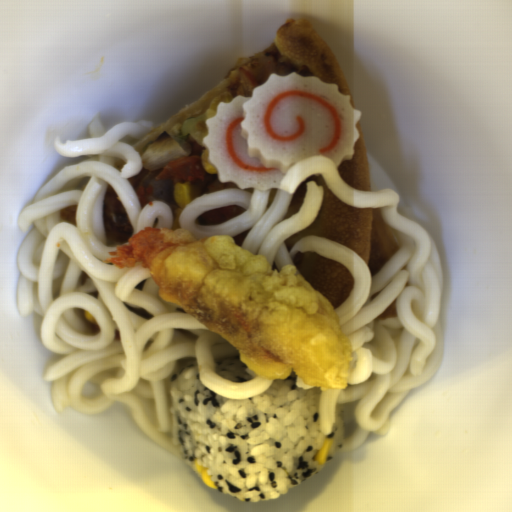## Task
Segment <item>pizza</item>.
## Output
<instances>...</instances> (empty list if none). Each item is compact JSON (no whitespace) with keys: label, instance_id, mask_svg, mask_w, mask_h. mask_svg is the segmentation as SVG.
Listing matches in <instances>:
<instances>
[{"label":"pizza","instance_id":"1","mask_svg":"<svg viewBox=\"0 0 512 512\" xmlns=\"http://www.w3.org/2000/svg\"><path fill=\"white\" fill-rule=\"evenodd\" d=\"M293 72L337 84V90L350 95V105L359 111L330 43L306 16L291 17L281 22L266 47L237 62L211 90L140 136L132 146L142 156L164 132L172 138L179 135L191 116L206 113L209 119L215 116L220 102L234 101L236 96L251 97L270 75L285 77Z\"/></svg>","mask_w":512,"mask_h":512},{"label":"pizza","instance_id":"2","mask_svg":"<svg viewBox=\"0 0 512 512\" xmlns=\"http://www.w3.org/2000/svg\"><path fill=\"white\" fill-rule=\"evenodd\" d=\"M308 182H316V187L322 185L324 188L320 209L310 227L283 240L287 251H292L299 241L309 236L330 239L360 254L373 278L400 247L382 220L380 207L348 205L327 187L322 176L313 175L294 191L285 219L300 212Z\"/></svg>","mask_w":512,"mask_h":512},{"label":"pizza","instance_id":"3","mask_svg":"<svg viewBox=\"0 0 512 512\" xmlns=\"http://www.w3.org/2000/svg\"><path fill=\"white\" fill-rule=\"evenodd\" d=\"M295 266L335 310L349 296L354 279L347 267L316 251H299Z\"/></svg>","mask_w":512,"mask_h":512},{"label":"pizza","instance_id":"5","mask_svg":"<svg viewBox=\"0 0 512 512\" xmlns=\"http://www.w3.org/2000/svg\"><path fill=\"white\" fill-rule=\"evenodd\" d=\"M359 140L353 145L354 156L352 160H344L336 166L344 181L361 192L372 191L368 157L361 127L360 118L356 123Z\"/></svg>","mask_w":512,"mask_h":512},{"label":"pizza","instance_id":"8","mask_svg":"<svg viewBox=\"0 0 512 512\" xmlns=\"http://www.w3.org/2000/svg\"><path fill=\"white\" fill-rule=\"evenodd\" d=\"M151 171L152 170H147L143 166L139 173L132 175L128 179V181H129L132 189L134 190L136 196L139 198V200L142 202L143 205L148 203L149 201L155 199V197L147 195L146 189H143V188L139 187L141 180L146 175H148Z\"/></svg>","mask_w":512,"mask_h":512},{"label":"pizza","instance_id":"4","mask_svg":"<svg viewBox=\"0 0 512 512\" xmlns=\"http://www.w3.org/2000/svg\"><path fill=\"white\" fill-rule=\"evenodd\" d=\"M103 223L109 246L117 248L133 237L134 229L131 220L116 190L109 186L104 192Z\"/></svg>","mask_w":512,"mask_h":512},{"label":"pizza","instance_id":"6","mask_svg":"<svg viewBox=\"0 0 512 512\" xmlns=\"http://www.w3.org/2000/svg\"><path fill=\"white\" fill-rule=\"evenodd\" d=\"M245 212L240 205H227L200 213L195 221L197 225L214 226L241 216Z\"/></svg>","mask_w":512,"mask_h":512},{"label":"pizza","instance_id":"9","mask_svg":"<svg viewBox=\"0 0 512 512\" xmlns=\"http://www.w3.org/2000/svg\"><path fill=\"white\" fill-rule=\"evenodd\" d=\"M185 150H189L190 154L188 156H199L201 159L202 154L206 146H201L197 143L192 137H188L184 143L181 145Z\"/></svg>","mask_w":512,"mask_h":512},{"label":"pizza","instance_id":"7","mask_svg":"<svg viewBox=\"0 0 512 512\" xmlns=\"http://www.w3.org/2000/svg\"><path fill=\"white\" fill-rule=\"evenodd\" d=\"M198 188L197 196L211 194L219 189L239 188L236 182L220 181L219 174H208L206 172L205 179L193 180Z\"/></svg>","mask_w":512,"mask_h":512},{"label":"pizza","instance_id":"10","mask_svg":"<svg viewBox=\"0 0 512 512\" xmlns=\"http://www.w3.org/2000/svg\"><path fill=\"white\" fill-rule=\"evenodd\" d=\"M76 208L77 205L66 206L59 213V219H62L72 226H76Z\"/></svg>","mask_w":512,"mask_h":512}]
</instances>
